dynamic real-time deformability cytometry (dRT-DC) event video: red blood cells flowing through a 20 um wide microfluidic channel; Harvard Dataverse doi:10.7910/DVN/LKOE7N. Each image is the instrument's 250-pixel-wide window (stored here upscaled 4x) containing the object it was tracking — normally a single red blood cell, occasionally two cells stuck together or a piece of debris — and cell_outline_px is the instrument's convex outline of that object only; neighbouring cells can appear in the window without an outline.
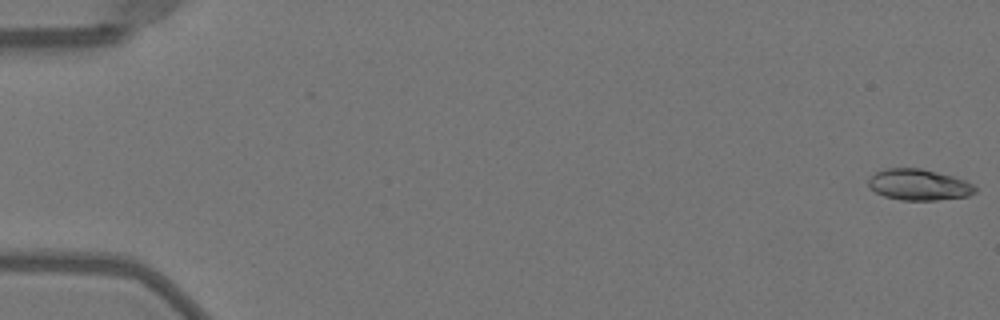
{"species": "Egyptian fruit bat (a non-hibernating species)", "species_latin": "Rousettus aegyptiacus", "temperature_condition": "warm", "stored_images_in_passage": 51, "camera_frame_rate_fps": 3000, "um_per_image_px": 0.085, "animal": {"sex": "female"}, "frame": {"image": 1, "passage_image": 1, "time_ms": 0.0, "image_size_px": [1000, 320], "cell_outline_px": [[976, 192], [968, 196], [936, 200], [900, 200], [884, 196], [868, 188], [868, 180], [876, 172], [884, 168], [920, 168], [952, 176], [964, 180], [972, 184], [976, 188]], "centroid_in_image_um": [78.07, 15.7], "position_along_channel_um": 6.9, "area_um2": 19.31}}
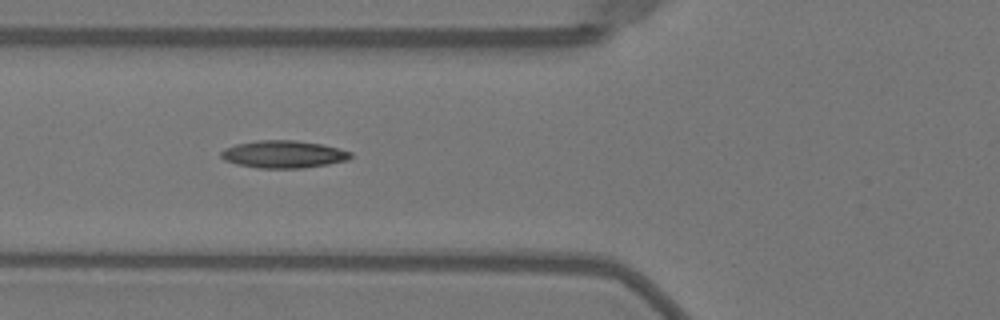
{"frame": {"image": 2, "passage_image": 20, "time_ms": 6.333, "image_size_px": [1000, 320], "cell_outline_px": [[352, 156], [348, 160], [328, 164], [304, 168], [256, 168], [236, 164], [224, 160], [220, 156], [220, 152], [224, 148], [236, 144], [256, 140], [296, 140], [320, 144], [352, 152]], "centroid_in_image_um": [24.06, 13.11], "position_along_channel_um": 101.7, "area_um2": 20.81}}
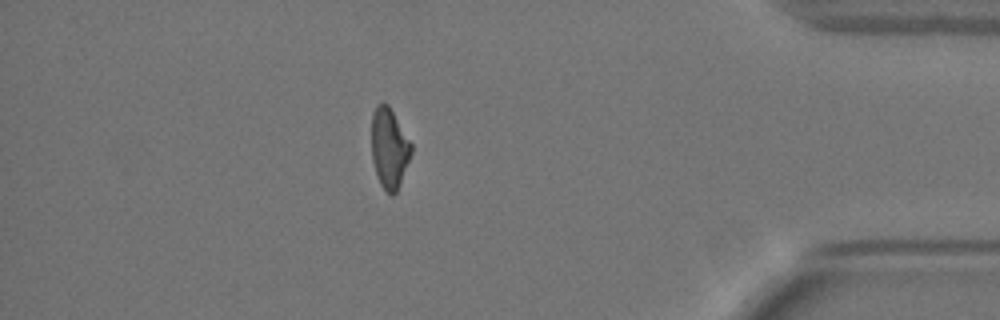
{"frame": {"image": 3, "passage_image": 45, "time_ms": 14.667, "image_size_px": [1000, 320], "cell_outline_px": [[412, 152], [400, 184], [396, 192], [392, 196], [380, 184], [372, 160], [372, 112], [376, 104], [388, 104], [412, 144]], "centroid_in_image_um": [33.09, 12.59], "position_along_channel_um": 402.1, "area_um2": 18.38}, "authors_computed_cell_mechanics": {"area_um2": 19.3052, "velocity_mm_per_s": 4.0597, "shape_relaxation_time_tau1_ms": 8.1663, "shape_relaxation_time_tau2_ms": 4.1676, "deformation_change_tau1": 0.255, "deformation_change_tau2": 0.1154}}